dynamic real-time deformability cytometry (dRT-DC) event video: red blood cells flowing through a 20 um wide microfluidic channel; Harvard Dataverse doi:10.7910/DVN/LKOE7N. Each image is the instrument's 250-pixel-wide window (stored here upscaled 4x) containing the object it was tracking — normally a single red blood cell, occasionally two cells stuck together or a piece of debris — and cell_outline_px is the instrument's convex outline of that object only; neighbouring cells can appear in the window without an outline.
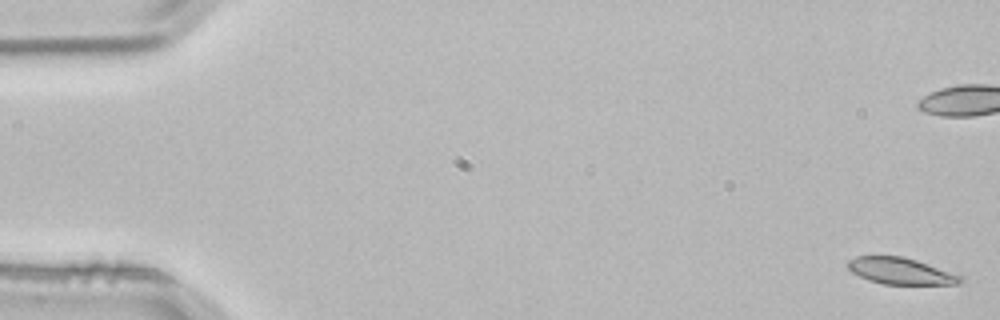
{"species": "common noctule bat (a hibernating species)", "species_latin": "Nyctalus noctula", "temperature_condition": "room temperature", "stored_images_in_passage": 5, "camera_frame_rate_fps": 3000, "um_per_image_px": 0.085, "animal": {"sex": "male", "body_mass_g": 21.5, "forearm_length_mm": 52.0}, "frame": {"image": 1, "passage_image": 1, "time_ms": 0.0, "image_size_px": [1000, 320], "cell_outline_px": [[964, 280], [960, 284], [884, 284], [868, 280], [852, 272], [848, 268], [848, 260], [856, 256], [904, 256], [964, 276]], "centroid_in_image_um": [76.58, 23.04], "position_along_channel_um": 8.4, "area_um2": 17.4}}